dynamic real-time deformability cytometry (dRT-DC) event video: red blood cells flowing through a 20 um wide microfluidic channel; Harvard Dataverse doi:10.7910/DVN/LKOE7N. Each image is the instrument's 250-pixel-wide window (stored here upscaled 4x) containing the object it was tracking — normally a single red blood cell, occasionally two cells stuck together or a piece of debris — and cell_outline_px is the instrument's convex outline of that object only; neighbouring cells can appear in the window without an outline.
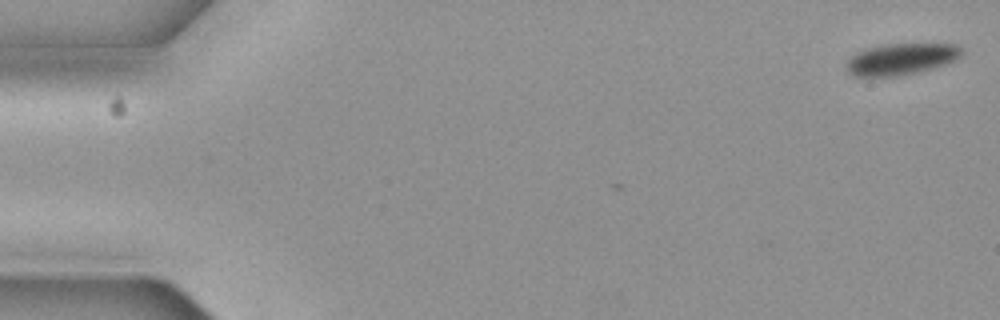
{"species": "common noctule bat (a hibernating species)", "species_latin": "Nyctalus noctula", "temperature_condition": "cold", "stored_images_in_passage": 3, "camera_frame_rate_fps": 3000, "um_per_image_px": 0.085, "animal": {"sex": "female", "body_mass_g": 19.3, "forearm_length_mm": 54.1}, "frame": {"image": 1, "passage_image": 3, "time_ms": 0.667, "image_size_px": [1000, 320], "cell_outline_px": [[964, 52], [956, 60], [932, 68], [916, 72], [896, 76], [852, 76], [844, 68], [844, 64], [856, 52], [864, 48], [884, 44], [956, 44]], "centroid_in_image_um": [76.54, 5.02], "position_along_channel_um": 8.5, "area_um2": 21.21}}